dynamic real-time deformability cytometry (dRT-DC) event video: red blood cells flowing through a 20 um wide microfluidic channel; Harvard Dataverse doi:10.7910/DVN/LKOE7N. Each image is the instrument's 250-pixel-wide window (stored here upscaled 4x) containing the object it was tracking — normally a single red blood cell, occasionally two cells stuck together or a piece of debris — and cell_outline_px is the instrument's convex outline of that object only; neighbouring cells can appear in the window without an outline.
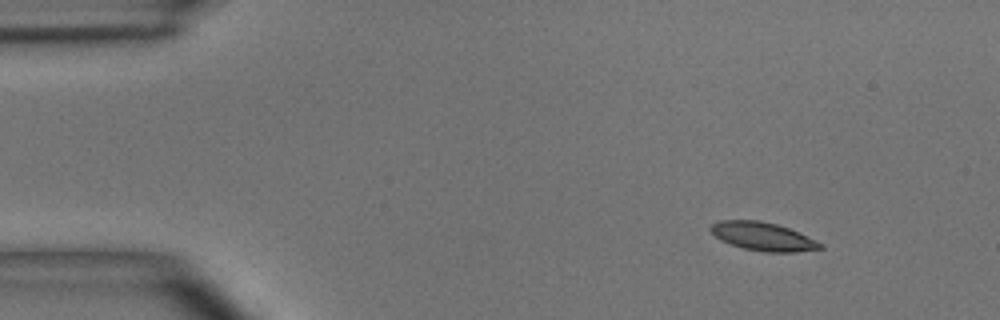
{"species": "common noctule bat (a hibernating species)", "species_latin": "Nyctalus noctula", "temperature_condition": "room temperature", "stored_images_in_passage": 46, "camera_frame_rate_fps": 3000, "um_per_image_px": 0.085, "animal": {"sex": "male", "body_mass_g": 15.6}, "frame": {"image": 1, "passage_image": 1, "time_ms": 0.0, "image_size_px": [1000, 320], "cell_outline_px": [[824, 248], [796, 252], [764, 252], [744, 248], [720, 240], [708, 228], [712, 224], [720, 220], [760, 220], [776, 224], [788, 228], [824, 244]], "centroid_in_image_um": [64.84, 20.1], "position_along_channel_um": 20.2, "area_um2": 17.98}}
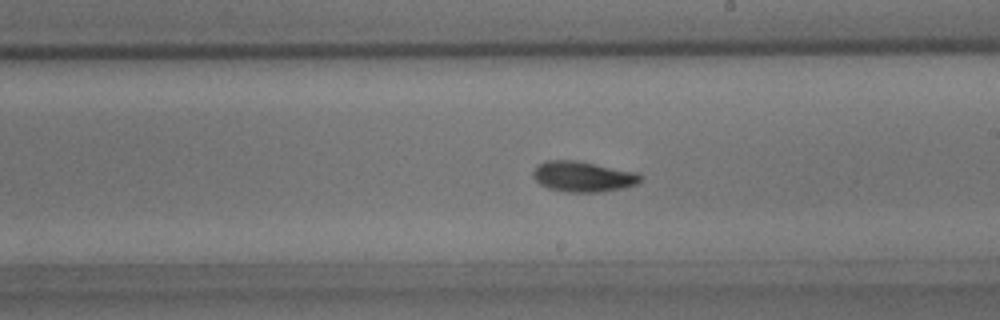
{"frame": {"image": 2, "passage_image": 24, "time_ms": 7.667, "image_size_px": [1000, 320], "cell_outline_px": [[640, 180], [636, 184], [620, 188], [600, 192], [568, 192], [548, 188], [540, 184], [532, 176], [532, 172], [544, 160], [576, 160], [636, 172], [640, 176]], "centroid_in_image_um": [49.51, 15.0], "position_along_channel_um": 239.5, "area_um2": 18.84}}
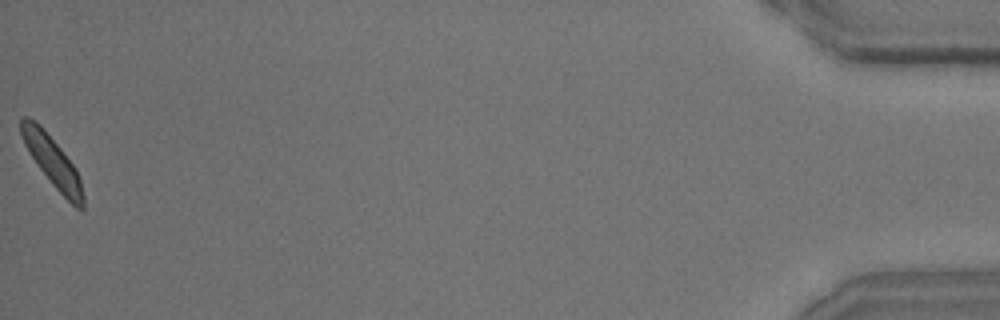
{"frame": {"image": 3, "passage_image": 46, "time_ms": 15.0, "image_size_px": [1000, 320], "cell_outline_px": [[84, 208], [80, 212], [52, 184], [40, 168], [24, 144], [20, 136], [20, 120], [24, 116], [28, 116], [36, 120], [40, 124], [60, 148], [76, 168], [80, 180], [84, 196]], "centroid_in_image_um": [4.45, 13.71], "position_along_channel_um": 430.7, "area_um2": 17.98}, "authors_computed_cell_mechanics": {"area_um2": 17.9758, "velocity_mm_per_s": 3.9383, "shape_relaxation_time_tau1_ms": 3.2624, "shape_relaxation_time_tau2_ms": 1.9792, "deformation_change_tau1": 0.1267, "deformation_change_tau2": 0.0688}}